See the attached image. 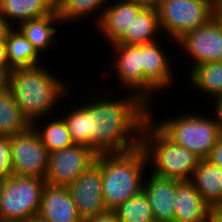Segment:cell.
Returning <instances> with one entry per match:
<instances>
[{"mask_svg": "<svg viewBox=\"0 0 222 222\" xmlns=\"http://www.w3.org/2000/svg\"><path fill=\"white\" fill-rule=\"evenodd\" d=\"M100 99L63 114L74 144L89 147L96 155L121 153L141 145L149 119V104L134 93L118 97L106 90ZM67 115V116H66Z\"/></svg>", "mask_w": 222, "mask_h": 222, "instance_id": "cell-1", "label": "cell"}, {"mask_svg": "<svg viewBox=\"0 0 222 222\" xmlns=\"http://www.w3.org/2000/svg\"><path fill=\"white\" fill-rule=\"evenodd\" d=\"M52 73L44 65L16 68L11 71L10 89L16 105L31 125L36 120L42 121L49 113L52 114L51 111L59 104L58 102L69 93L67 83Z\"/></svg>", "mask_w": 222, "mask_h": 222, "instance_id": "cell-2", "label": "cell"}, {"mask_svg": "<svg viewBox=\"0 0 222 222\" xmlns=\"http://www.w3.org/2000/svg\"><path fill=\"white\" fill-rule=\"evenodd\" d=\"M96 157L100 160L102 194L107 210L116 209L142 190L144 171L149 164L141 145L129 151Z\"/></svg>", "mask_w": 222, "mask_h": 222, "instance_id": "cell-3", "label": "cell"}, {"mask_svg": "<svg viewBox=\"0 0 222 222\" xmlns=\"http://www.w3.org/2000/svg\"><path fill=\"white\" fill-rule=\"evenodd\" d=\"M141 146L148 164L152 165L150 173L160 178L190 181L201 160L193 152L170 140L150 118L142 130Z\"/></svg>", "mask_w": 222, "mask_h": 222, "instance_id": "cell-4", "label": "cell"}, {"mask_svg": "<svg viewBox=\"0 0 222 222\" xmlns=\"http://www.w3.org/2000/svg\"><path fill=\"white\" fill-rule=\"evenodd\" d=\"M153 107L149 105V118L174 143L185 147L201 160L207 159L222 136L215 116L212 118L190 112L189 114L168 117L164 121H154ZM215 118V119H214Z\"/></svg>", "mask_w": 222, "mask_h": 222, "instance_id": "cell-5", "label": "cell"}, {"mask_svg": "<svg viewBox=\"0 0 222 222\" xmlns=\"http://www.w3.org/2000/svg\"><path fill=\"white\" fill-rule=\"evenodd\" d=\"M155 6L161 30L174 43L216 16V0H158Z\"/></svg>", "mask_w": 222, "mask_h": 222, "instance_id": "cell-6", "label": "cell"}, {"mask_svg": "<svg viewBox=\"0 0 222 222\" xmlns=\"http://www.w3.org/2000/svg\"><path fill=\"white\" fill-rule=\"evenodd\" d=\"M45 184L38 177L7 176L0 201V221L25 222L38 215Z\"/></svg>", "mask_w": 222, "mask_h": 222, "instance_id": "cell-7", "label": "cell"}, {"mask_svg": "<svg viewBox=\"0 0 222 222\" xmlns=\"http://www.w3.org/2000/svg\"><path fill=\"white\" fill-rule=\"evenodd\" d=\"M9 142L11 174L44 179L48 169L49 152L33 126L9 137Z\"/></svg>", "mask_w": 222, "mask_h": 222, "instance_id": "cell-8", "label": "cell"}, {"mask_svg": "<svg viewBox=\"0 0 222 222\" xmlns=\"http://www.w3.org/2000/svg\"><path fill=\"white\" fill-rule=\"evenodd\" d=\"M176 43L192 60L189 72L200 64L222 61V20L216 15L207 24L186 32Z\"/></svg>", "mask_w": 222, "mask_h": 222, "instance_id": "cell-9", "label": "cell"}, {"mask_svg": "<svg viewBox=\"0 0 222 222\" xmlns=\"http://www.w3.org/2000/svg\"><path fill=\"white\" fill-rule=\"evenodd\" d=\"M96 156L89 147L76 144L50 152L44 180L50 185L67 187L95 162Z\"/></svg>", "mask_w": 222, "mask_h": 222, "instance_id": "cell-10", "label": "cell"}, {"mask_svg": "<svg viewBox=\"0 0 222 222\" xmlns=\"http://www.w3.org/2000/svg\"><path fill=\"white\" fill-rule=\"evenodd\" d=\"M67 188L83 222L107 210L102 194L100 160L97 157Z\"/></svg>", "mask_w": 222, "mask_h": 222, "instance_id": "cell-11", "label": "cell"}, {"mask_svg": "<svg viewBox=\"0 0 222 222\" xmlns=\"http://www.w3.org/2000/svg\"><path fill=\"white\" fill-rule=\"evenodd\" d=\"M157 41L141 44V66L143 68V100L151 104L152 93L163 92L173 84L171 58Z\"/></svg>", "mask_w": 222, "mask_h": 222, "instance_id": "cell-12", "label": "cell"}, {"mask_svg": "<svg viewBox=\"0 0 222 222\" xmlns=\"http://www.w3.org/2000/svg\"><path fill=\"white\" fill-rule=\"evenodd\" d=\"M113 2L112 4L109 2L97 24L102 36L110 43L109 46L118 43L126 32H130L133 20L147 5L136 0H118L117 2L114 0Z\"/></svg>", "mask_w": 222, "mask_h": 222, "instance_id": "cell-13", "label": "cell"}, {"mask_svg": "<svg viewBox=\"0 0 222 222\" xmlns=\"http://www.w3.org/2000/svg\"><path fill=\"white\" fill-rule=\"evenodd\" d=\"M114 52L113 66H110L117 73L120 84L132 93L143 99V68L141 66V44L140 45H111Z\"/></svg>", "mask_w": 222, "mask_h": 222, "instance_id": "cell-14", "label": "cell"}, {"mask_svg": "<svg viewBox=\"0 0 222 222\" xmlns=\"http://www.w3.org/2000/svg\"><path fill=\"white\" fill-rule=\"evenodd\" d=\"M49 222H83L65 186L45 184L39 214Z\"/></svg>", "mask_w": 222, "mask_h": 222, "instance_id": "cell-15", "label": "cell"}, {"mask_svg": "<svg viewBox=\"0 0 222 222\" xmlns=\"http://www.w3.org/2000/svg\"><path fill=\"white\" fill-rule=\"evenodd\" d=\"M144 180L145 192L156 222H174L176 180L160 178L152 173Z\"/></svg>", "mask_w": 222, "mask_h": 222, "instance_id": "cell-16", "label": "cell"}, {"mask_svg": "<svg viewBox=\"0 0 222 222\" xmlns=\"http://www.w3.org/2000/svg\"><path fill=\"white\" fill-rule=\"evenodd\" d=\"M174 222H210V206L190 181L176 180Z\"/></svg>", "mask_w": 222, "mask_h": 222, "instance_id": "cell-17", "label": "cell"}, {"mask_svg": "<svg viewBox=\"0 0 222 222\" xmlns=\"http://www.w3.org/2000/svg\"><path fill=\"white\" fill-rule=\"evenodd\" d=\"M190 182L204 201L213 207L222 202V168L209 162L200 160Z\"/></svg>", "mask_w": 222, "mask_h": 222, "instance_id": "cell-18", "label": "cell"}, {"mask_svg": "<svg viewBox=\"0 0 222 222\" xmlns=\"http://www.w3.org/2000/svg\"><path fill=\"white\" fill-rule=\"evenodd\" d=\"M55 10L54 0H0V12L12 27H17V24L26 20L46 16Z\"/></svg>", "mask_w": 222, "mask_h": 222, "instance_id": "cell-19", "label": "cell"}, {"mask_svg": "<svg viewBox=\"0 0 222 222\" xmlns=\"http://www.w3.org/2000/svg\"><path fill=\"white\" fill-rule=\"evenodd\" d=\"M58 23L62 22L55 10L46 16L26 20L17 28L32 43L36 51L42 54L54 45V39L57 37V26L54 25Z\"/></svg>", "mask_w": 222, "mask_h": 222, "instance_id": "cell-20", "label": "cell"}, {"mask_svg": "<svg viewBox=\"0 0 222 222\" xmlns=\"http://www.w3.org/2000/svg\"><path fill=\"white\" fill-rule=\"evenodd\" d=\"M159 33L162 35L157 7L146 5L133 20L130 32H126L125 36L116 44L140 45L151 43L160 40Z\"/></svg>", "mask_w": 222, "mask_h": 222, "instance_id": "cell-21", "label": "cell"}, {"mask_svg": "<svg viewBox=\"0 0 222 222\" xmlns=\"http://www.w3.org/2000/svg\"><path fill=\"white\" fill-rule=\"evenodd\" d=\"M9 67L16 68L34 67L41 65L42 58L32 43L18 30L12 27L5 39ZM40 58V59H39Z\"/></svg>", "mask_w": 222, "mask_h": 222, "instance_id": "cell-22", "label": "cell"}, {"mask_svg": "<svg viewBox=\"0 0 222 222\" xmlns=\"http://www.w3.org/2000/svg\"><path fill=\"white\" fill-rule=\"evenodd\" d=\"M188 75L189 85L205 96L214 99L222 94V61L200 64Z\"/></svg>", "mask_w": 222, "mask_h": 222, "instance_id": "cell-23", "label": "cell"}, {"mask_svg": "<svg viewBox=\"0 0 222 222\" xmlns=\"http://www.w3.org/2000/svg\"><path fill=\"white\" fill-rule=\"evenodd\" d=\"M30 126L16 105L12 90L9 88L0 93V137H12Z\"/></svg>", "mask_w": 222, "mask_h": 222, "instance_id": "cell-24", "label": "cell"}, {"mask_svg": "<svg viewBox=\"0 0 222 222\" xmlns=\"http://www.w3.org/2000/svg\"><path fill=\"white\" fill-rule=\"evenodd\" d=\"M108 2V0H57L56 12L59 15L63 25L64 22L69 24V22H73L75 20L76 22L82 19L85 20L86 16L88 17L93 14H99L95 18L97 20L95 24H98L102 18L104 10L109 5Z\"/></svg>", "mask_w": 222, "mask_h": 222, "instance_id": "cell-25", "label": "cell"}, {"mask_svg": "<svg viewBox=\"0 0 222 222\" xmlns=\"http://www.w3.org/2000/svg\"><path fill=\"white\" fill-rule=\"evenodd\" d=\"M39 123V121H35L32 126L36 130L43 146L49 153L74 145L67 125L62 117L57 118L56 116L54 118L53 116V119H48V122L46 121L47 124L44 126H37V124L40 125Z\"/></svg>", "mask_w": 222, "mask_h": 222, "instance_id": "cell-26", "label": "cell"}, {"mask_svg": "<svg viewBox=\"0 0 222 222\" xmlns=\"http://www.w3.org/2000/svg\"><path fill=\"white\" fill-rule=\"evenodd\" d=\"M114 211L120 222H156L143 190L119 205Z\"/></svg>", "mask_w": 222, "mask_h": 222, "instance_id": "cell-27", "label": "cell"}, {"mask_svg": "<svg viewBox=\"0 0 222 222\" xmlns=\"http://www.w3.org/2000/svg\"><path fill=\"white\" fill-rule=\"evenodd\" d=\"M0 175H11L9 137H0Z\"/></svg>", "mask_w": 222, "mask_h": 222, "instance_id": "cell-28", "label": "cell"}, {"mask_svg": "<svg viewBox=\"0 0 222 222\" xmlns=\"http://www.w3.org/2000/svg\"><path fill=\"white\" fill-rule=\"evenodd\" d=\"M207 160L222 168V136L218 139Z\"/></svg>", "mask_w": 222, "mask_h": 222, "instance_id": "cell-29", "label": "cell"}, {"mask_svg": "<svg viewBox=\"0 0 222 222\" xmlns=\"http://www.w3.org/2000/svg\"><path fill=\"white\" fill-rule=\"evenodd\" d=\"M84 222H120L114 210H106L99 215L91 217Z\"/></svg>", "mask_w": 222, "mask_h": 222, "instance_id": "cell-30", "label": "cell"}, {"mask_svg": "<svg viewBox=\"0 0 222 222\" xmlns=\"http://www.w3.org/2000/svg\"><path fill=\"white\" fill-rule=\"evenodd\" d=\"M11 71L9 65H0V93L10 88Z\"/></svg>", "mask_w": 222, "mask_h": 222, "instance_id": "cell-31", "label": "cell"}, {"mask_svg": "<svg viewBox=\"0 0 222 222\" xmlns=\"http://www.w3.org/2000/svg\"><path fill=\"white\" fill-rule=\"evenodd\" d=\"M213 101L215 102V105H214V111H215V118H216V121L218 123V126H219V129L222 133V94L215 97L213 99Z\"/></svg>", "mask_w": 222, "mask_h": 222, "instance_id": "cell-32", "label": "cell"}, {"mask_svg": "<svg viewBox=\"0 0 222 222\" xmlns=\"http://www.w3.org/2000/svg\"><path fill=\"white\" fill-rule=\"evenodd\" d=\"M12 26L0 12V40H5Z\"/></svg>", "mask_w": 222, "mask_h": 222, "instance_id": "cell-33", "label": "cell"}, {"mask_svg": "<svg viewBox=\"0 0 222 222\" xmlns=\"http://www.w3.org/2000/svg\"><path fill=\"white\" fill-rule=\"evenodd\" d=\"M210 222H222V205L218 204L210 208Z\"/></svg>", "mask_w": 222, "mask_h": 222, "instance_id": "cell-34", "label": "cell"}, {"mask_svg": "<svg viewBox=\"0 0 222 222\" xmlns=\"http://www.w3.org/2000/svg\"><path fill=\"white\" fill-rule=\"evenodd\" d=\"M0 65H8L5 40H0Z\"/></svg>", "mask_w": 222, "mask_h": 222, "instance_id": "cell-35", "label": "cell"}, {"mask_svg": "<svg viewBox=\"0 0 222 222\" xmlns=\"http://www.w3.org/2000/svg\"><path fill=\"white\" fill-rule=\"evenodd\" d=\"M25 222H49V221L42 218L40 215H35L31 219L26 220Z\"/></svg>", "mask_w": 222, "mask_h": 222, "instance_id": "cell-36", "label": "cell"}, {"mask_svg": "<svg viewBox=\"0 0 222 222\" xmlns=\"http://www.w3.org/2000/svg\"><path fill=\"white\" fill-rule=\"evenodd\" d=\"M216 15H222V0H216Z\"/></svg>", "mask_w": 222, "mask_h": 222, "instance_id": "cell-37", "label": "cell"}, {"mask_svg": "<svg viewBox=\"0 0 222 222\" xmlns=\"http://www.w3.org/2000/svg\"><path fill=\"white\" fill-rule=\"evenodd\" d=\"M6 177L0 175V201Z\"/></svg>", "mask_w": 222, "mask_h": 222, "instance_id": "cell-38", "label": "cell"}, {"mask_svg": "<svg viewBox=\"0 0 222 222\" xmlns=\"http://www.w3.org/2000/svg\"><path fill=\"white\" fill-rule=\"evenodd\" d=\"M146 3L147 5H155L158 0H136Z\"/></svg>", "mask_w": 222, "mask_h": 222, "instance_id": "cell-39", "label": "cell"}]
</instances>
